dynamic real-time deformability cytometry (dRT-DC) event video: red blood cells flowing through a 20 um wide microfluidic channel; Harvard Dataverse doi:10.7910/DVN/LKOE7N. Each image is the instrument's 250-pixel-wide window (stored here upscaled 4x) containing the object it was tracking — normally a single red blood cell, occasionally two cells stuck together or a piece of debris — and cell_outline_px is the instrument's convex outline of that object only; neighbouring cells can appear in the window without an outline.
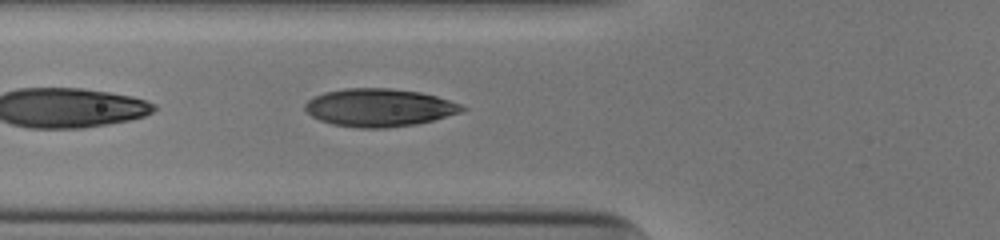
{"species": "human", "species_latin": "Homo sapiens", "temperature_condition": "cold", "stored_images_in_passage": 32, "camera_frame_rate_fps": 3000, "um_per_image_px": 0.085, "donor": {"sex": "male"}, "frame": {"image": 1, "passage_image": 3, "time_ms": 0.667, "image_size_px": [1000, 240], "cell_outline_px": [[468, 108], [460, 112], [432, 120], [416, 124], [384, 128], [360, 128], [332, 124], [320, 120], [312, 116], [304, 108], [304, 104], [312, 96], [324, 92], [344, 88], [392, 88], [420, 92], [436, 96], [460, 104]], "centroid_in_image_um": [32.19, 9.14], "position_along_channel_um": 93.6, "area_um2": 34.62}}
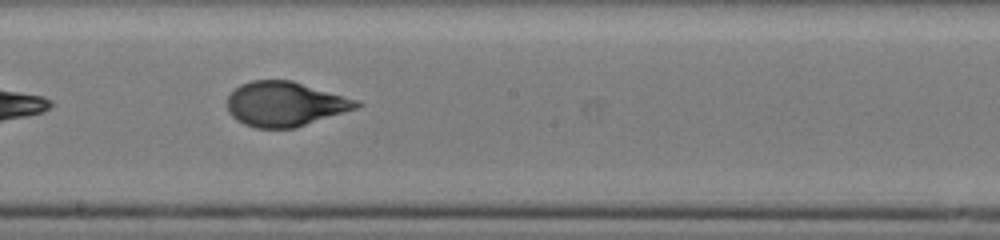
{"frame": {"image": 2, "passage_image": 13, "time_ms": 4.0, "image_size_px": [1000, 240], "cell_outline_px": [[364, 104], [356, 108], [296, 128], [256, 128], [244, 124], [236, 120], [228, 112], [228, 96], [240, 84], [252, 80], [292, 80], [360, 100]], "centroid_in_image_um": [24.24, 8.84], "position_along_channel_um": 224.0, "area_um2": 33.76}}
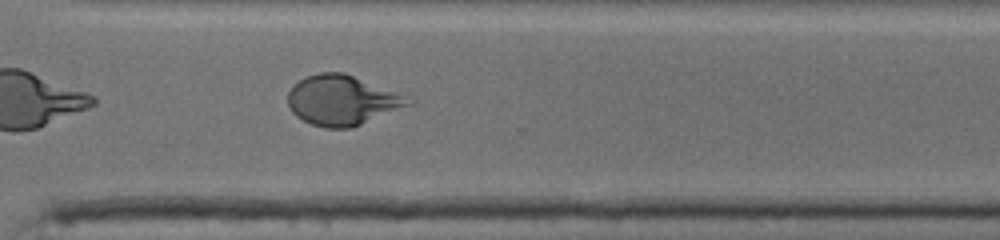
{"frame": {"image": 3, "passage_image": 22, "time_ms": 7.0, "image_size_px": [1000, 240], "cell_outline_px": [[416, 104], [352, 128], [324, 128], [312, 124], [296, 116], [292, 112], [288, 104], [288, 92], [300, 80], [308, 76], [320, 72], [344, 72], [416, 100]], "centroid_in_image_um": [29.14, 8.54], "position_along_channel_um": 341.5, "area_um2": 35.14}, "authors_computed_cell_mechanics": {"area_um2": 34.0731, "velocity_mm_per_s": 3.9103, "shape_relaxation_time_tau1_ms": 4.6837, "shape_relaxation_time_tau2_ms": null, "deformation_change_tau1": 0.1981, "deformation_change_tau2": null}}